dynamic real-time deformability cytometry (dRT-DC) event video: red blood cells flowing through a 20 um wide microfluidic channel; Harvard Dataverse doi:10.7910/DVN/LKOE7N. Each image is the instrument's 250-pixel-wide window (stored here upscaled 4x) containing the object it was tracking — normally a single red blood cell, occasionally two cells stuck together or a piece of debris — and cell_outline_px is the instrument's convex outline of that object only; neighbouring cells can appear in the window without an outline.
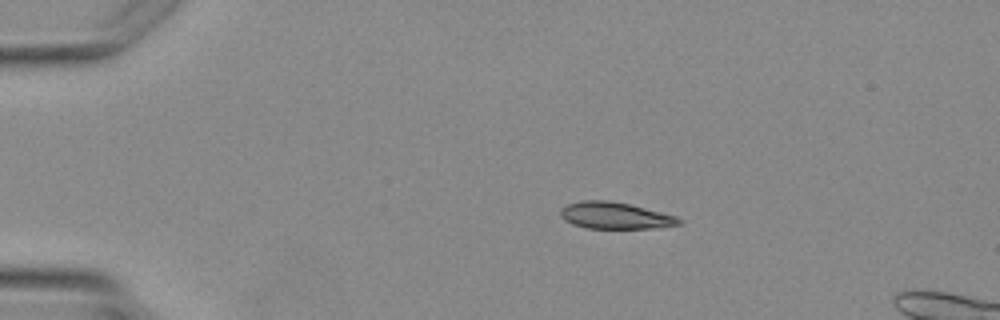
{"species": "Egyptian fruit bat (a non-hibernating species)", "species_latin": "Rousettus aegyptiacus", "temperature_condition": "warm", "stored_images_in_passage": 3, "camera_frame_rate_fps": 3000, "um_per_image_px": 0.085, "animal": {"sex": "female"}, "frame": {"image": 1, "passage_image": 2, "time_ms": 1.0, "image_size_px": [1000, 320], "cell_outline_px": [[680, 224], [652, 228], [584, 228], [572, 224], [564, 220], [560, 216], [560, 208], [568, 204], [584, 200], [608, 200], [628, 204], [676, 216], [680, 220]], "centroid_in_image_um": [52.21, 18.32], "position_along_channel_um": 32.8, "area_um2": 18.21}}